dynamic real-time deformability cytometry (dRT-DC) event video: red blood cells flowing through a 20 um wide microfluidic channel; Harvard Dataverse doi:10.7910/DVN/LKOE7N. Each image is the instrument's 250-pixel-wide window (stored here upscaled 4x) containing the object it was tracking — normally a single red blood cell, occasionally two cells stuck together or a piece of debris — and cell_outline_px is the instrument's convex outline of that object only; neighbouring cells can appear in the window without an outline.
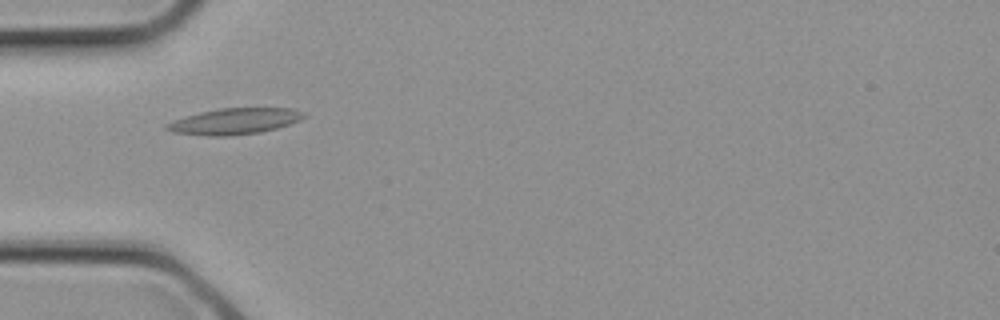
{"species": "common noctule bat (a hibernating species)", "species_latin": "Nyctalus noctula", "temperature_condition": "cold", "stored_images_in_passage": 2, "camera_frame_rate_fps": 3000, "um_per_image_px": 0.085, "animal": {"sex": "female", "body_mass_g": 21.9}, "frame": {"image": 1, "passage_image": 2, "time_ms": 0.333, "image_size_px": [1000, 320], "cell_outline_px": [[308, 116], [300, 120], [276, 128], [260, 132], [228, 136], [208, 136], [172, 132], [164, 128], [164, 124], [200, 112], [220, 108], [292, 108], [304, 112]], "centroid_in_image_um": [19.96, 10.31], "position_along_channel_um": 65.0, "area_um2": 20.75}}